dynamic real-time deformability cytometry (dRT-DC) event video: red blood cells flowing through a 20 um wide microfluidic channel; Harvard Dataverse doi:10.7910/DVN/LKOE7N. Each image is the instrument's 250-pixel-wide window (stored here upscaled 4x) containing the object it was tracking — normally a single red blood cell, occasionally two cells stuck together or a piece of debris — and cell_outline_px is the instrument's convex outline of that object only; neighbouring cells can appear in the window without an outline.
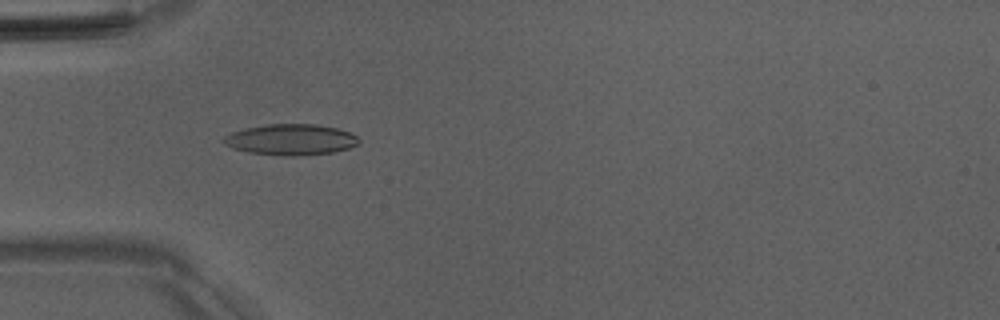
{"species": "Egyptian fruit bat (a non-hibernating species)", "species_latin": "Rousettus aegyptiacus", "temperature_condition": "room temperature", "stored_images_in_passage": 46, "camera_frame_rate_fps": 3000, "um_per_image_px": 0.085, "animal": {"sex": "male"}, "frame": {"image": 1, "passage_image": 11, "time_ms": 3.333, "image_size_px": [1000, 320], "cell_outline_px": [[360, 144], [348, 148], [332, 152], [300, 156], [284, 156], [248, 152], [232, 148], [224, 144], [220, 140], [224, 136], [232, 132], [248, 128], [268, 124], [316, 124], [336, 128], [348, 132], [356, 136], [360, 140]], "centroid_in_image_um": [24.7, 11.87], "position_along_channel_um": 60.3, "area_um2": 24.39}}
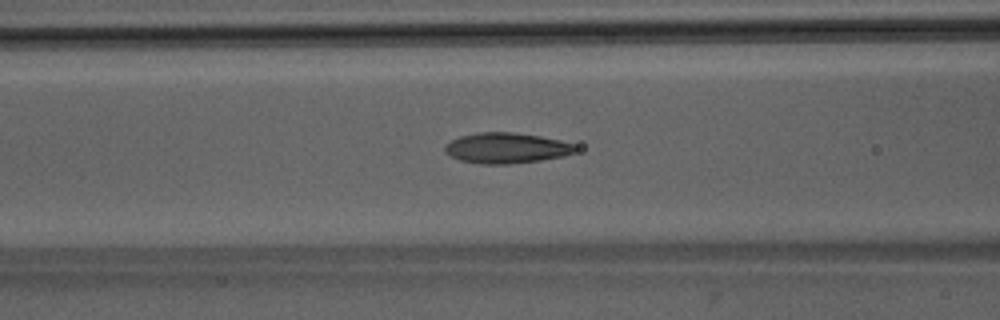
{"frame": {"image": 2, "passage_image": 16, "time_ms": 5.0, "image_size_px": [1000, 320], "cell_outline_px": [[576, 152], [564, 156], [540, 160], [508, 164], [480, 164], [460, 160], [444, 152], [444, 148], [452, 140], [460, 136], [480, 132], [512, 132], [540, 136], [560, 140], [572, 144], [576, 148]], "centroid_in_image_um": [43.04, 12.58], "position_along_channel_um": 123.6, "area_um2": 23.06}}
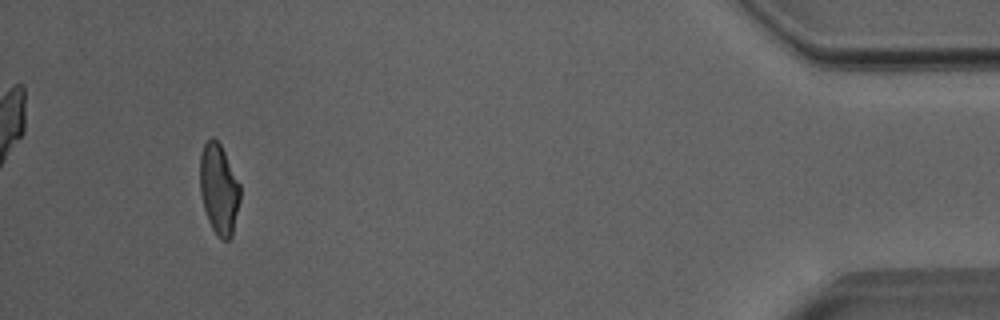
{"frame": {"image": 3, "passage_image": 43, "time_ms": 14.0, "image_size_px": [1000, 320], "cell_outline_px": [[240, 200], [232, 236], [228, 240], [220, 240], [216, 236], [208, 220], [204, 208], [200, 192], [200, 156], [204, 144], [212, 136], [220, 144], [240, 184]], "centroid_in_image_um": [18.61, 16.11], "position_along_channel_um": 416.6, "area_um2": 21.15}, "authors_computed_cell_mechanics": {"area_um2": 22.253, "velocity_mm_per_s": 4.0296, "shape_relaxation_time_tau1_ms": null, "shape_relaxation_time_tau2_ms": 1.768, "deformation_change_tau1": null, "deformation_change_tau2": 0.0878}}